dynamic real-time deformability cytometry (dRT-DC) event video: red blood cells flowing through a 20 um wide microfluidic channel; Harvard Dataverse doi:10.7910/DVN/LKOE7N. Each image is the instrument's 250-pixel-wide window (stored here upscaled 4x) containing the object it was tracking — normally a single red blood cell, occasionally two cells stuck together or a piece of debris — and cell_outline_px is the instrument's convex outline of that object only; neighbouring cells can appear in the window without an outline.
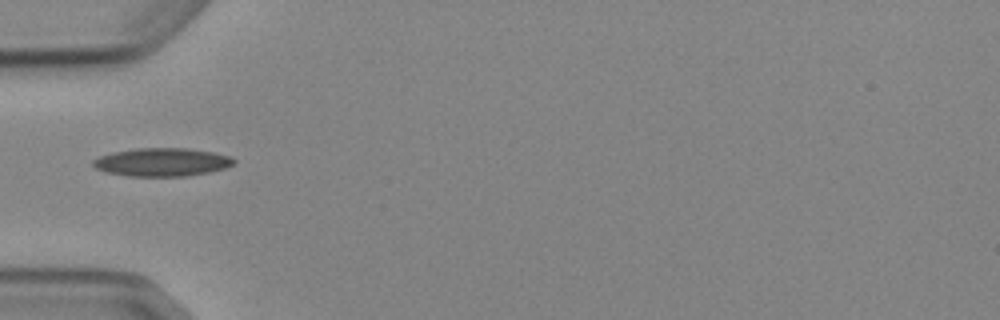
{"species": "Egyptian fruit bat (a non-hibernating species)", "species_latin": "Rousettus aegyptiacus", "temperature_condition": "cold", "stored_images_in_passage": 1, "camera_frame_rate_fps": 3000, "um_per_image_px": 0.085, "animal": {"sex": "female"}, "frame": {"image": 1, "passage_image": 1, "time_ms": 0.0, "image_size_px": [1000, 320], "cell_outline_px": [[236, 160], [232, 164], [224, 168], [208, 172], [188, 176], [128, 176], [104, 172], [96, 168], [92, 164], [92, 160], [100, 156], [112, 152], [136, 148], [188, 148], [212, 152], [228, 156]], "centroid_in_image_um": [13.72, 13.78], "position_along_channel_um": 71.3, "area_um2": 23.12}}